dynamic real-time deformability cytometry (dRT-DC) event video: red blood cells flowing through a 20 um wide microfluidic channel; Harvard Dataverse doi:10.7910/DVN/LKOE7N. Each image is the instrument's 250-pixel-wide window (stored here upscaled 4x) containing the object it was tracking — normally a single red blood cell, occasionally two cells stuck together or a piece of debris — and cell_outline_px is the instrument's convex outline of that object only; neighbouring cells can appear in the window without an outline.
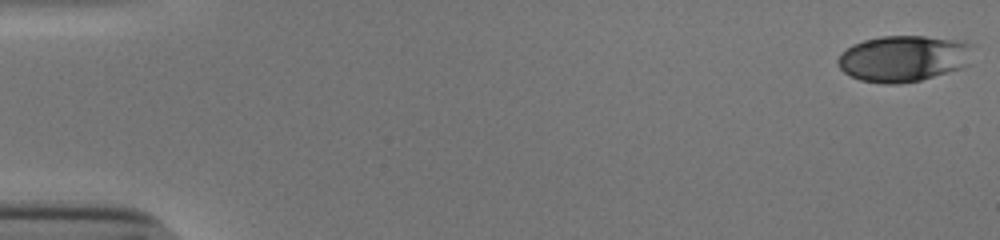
{"species": "human", "species_latin": "Homo sapiens", "temperature_condition": "cold", "stored_images_in_passage": 49, "camera_frame_rate_fps": 3000, "um_per_image_px": 0.085, "donor": {"sex": "male"}, "frame": {"image": 1, "passage_image": 1, "time_ms": 0.0, "image_size_px": [1000, 240], "cell_outline_px": [[968, 44], [956, 68], [920, 80], [900, 84], [884, 84], [860, 80], [844, 72], [840, 68], [836, 60], [852, 44], [864, 40], [880, 36], [924, 36], [948, 40]], "centroid_in_image_um": [76.53, 4.98], "position_along_channel_um": 8.5, "area_um2": 34.39}}
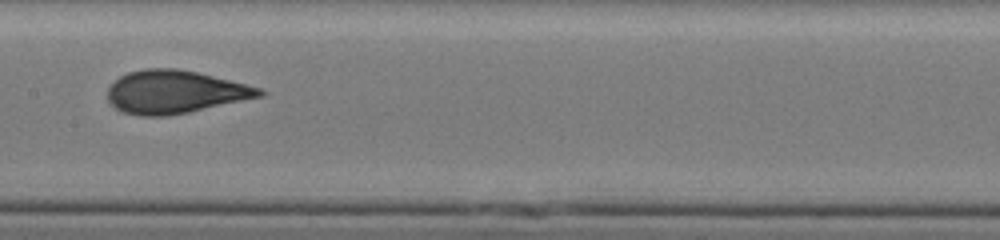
{"frame": {"image": 2, "passage_image": 28, "time_ms": 9.0, "image_size_px": [1000, 240], "cell_outline_px": [[268, 92], [264, 96], [188, 112], [168, 116], [140, 116], [124, 112], [116, 108], [108, 100], [108, 88], [120, 76], [128, 72], [144, 68], [176, 68], [196, 72], [260, 88]], "centroid_in_image_um": [14.86, 7.82], "position_along_channel_um": 192.5, "area_um2": 37.8}}
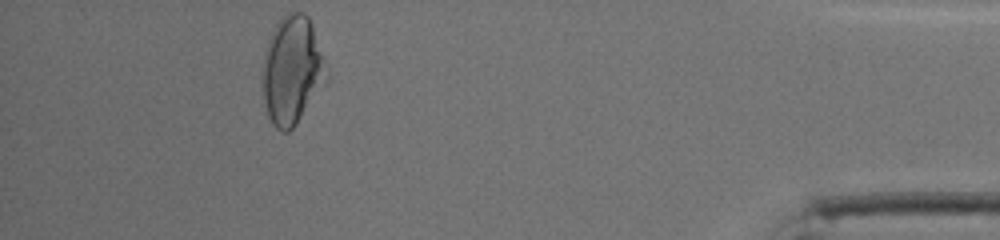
{"frame": {"image": 3, "passage_image": 49, "time_ms": 16.0, "image_size_px": [1000, 240], "cell_outline_px": [[324, 60], [320, 76], [296, 124], [288, 132], [280, 132], [272, 124], [268, 116], [264, 104], [264, 52], [268, 40], [276, 24], [288, 12], [304, 12], [308, 16]], "centroid_in_image_um": [24.7, 5.91], "position_along_channel_um": 410.5, "area_um2": 37.45}, "authors_computed_cell_mechanics": {"area_um2": 36.8764, "velocity_mm_per_s": 3.8623, "shape_relaxation_time_tau1_ms": 4.3093, "shape_relaxation_time_tau2_ms": 0.9337, "deformation_change_tau1": 0.1607, "deformation_change_tau2": 0.0611}}